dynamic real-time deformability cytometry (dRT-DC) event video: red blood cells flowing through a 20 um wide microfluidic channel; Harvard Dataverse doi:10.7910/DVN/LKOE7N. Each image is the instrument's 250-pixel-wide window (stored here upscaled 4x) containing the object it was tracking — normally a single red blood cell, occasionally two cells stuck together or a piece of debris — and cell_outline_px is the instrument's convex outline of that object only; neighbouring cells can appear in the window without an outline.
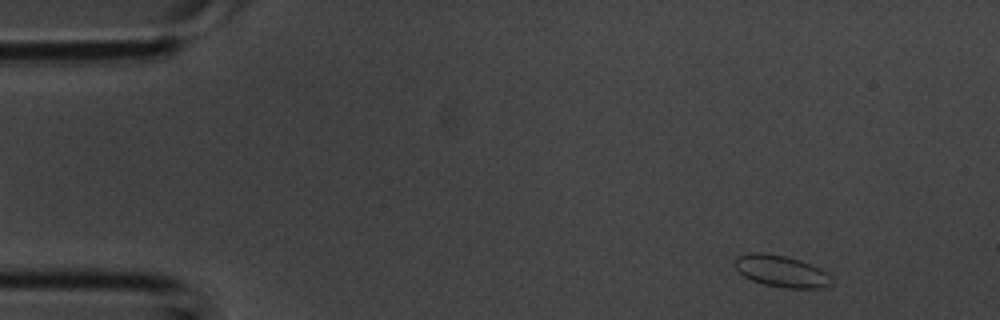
{"species": "common noctule bat (a hibernating species)", "species_latin": "Nyctalus noctula", "temperature_condition": "room temperature", "stored_images_in_passage": 4, "camera_frame_rate_fps": 3000, "um_per_image_px": 0.085, "animal": {"sex": "male", "body_mass_g": 20.1, "forearm_length_mm": 53.5}, "frame": {"image": 1, "passage_image": 1, "time_ms": 0.0, "image_size_px": [1000, 320], "cell_outline_px": [[832, 284], [820, 288], [784, 288], [764, 284], [752, 280], [744, 276], [732, 264], [732, 260], [736, 256], [748, 252], [760, 252], [784, 256], [800, 260], [820, 268], [824, 272]], "centroid_in_image_um": [66.31, 23.03], "position_along_channel_um": 18.7, "area_um2": 17.74}}